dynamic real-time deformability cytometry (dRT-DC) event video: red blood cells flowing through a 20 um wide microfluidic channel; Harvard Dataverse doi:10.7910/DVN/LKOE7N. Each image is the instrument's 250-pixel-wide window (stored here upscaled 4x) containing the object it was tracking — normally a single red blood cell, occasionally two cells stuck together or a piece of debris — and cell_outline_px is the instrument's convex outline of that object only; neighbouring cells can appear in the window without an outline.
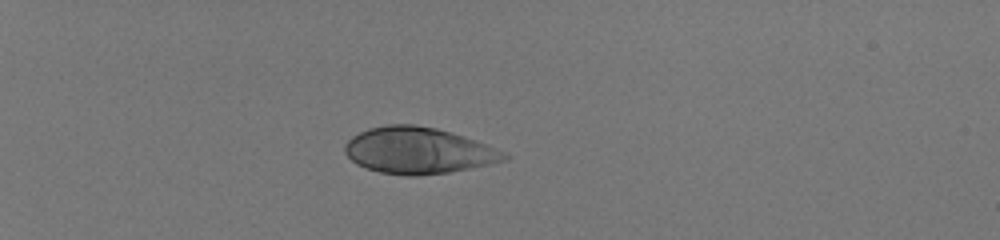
{"species": "human", "species_latin": "Homo sapiens", "temperature_condition": "room temperature", "stored_images_in_passage": 38, "camera_frame_rate_fps": 3000, "um_per_image_px": 0.085, "donor": {"sex": "male"}, "frame": {"image": 1, "passage_image": 1, "time_ms": 0.0, "image_size_px": [1000, 240], "cell_outline_px": [[512, 156], [504, 160], [492, 164], [448, 172], [416, 176], [408, 176], [380, 172], [364, 168], [356, 164], [344, 152], [344, 144], [352, 136], [368, 128], [388, 124], [416, 124], [436, 128], [484, 144], [504, 152]], "centroid_in_image_um": [35.5, 12.8], "position_along_channel_um": 49.5, "area_um2": 42.83}}
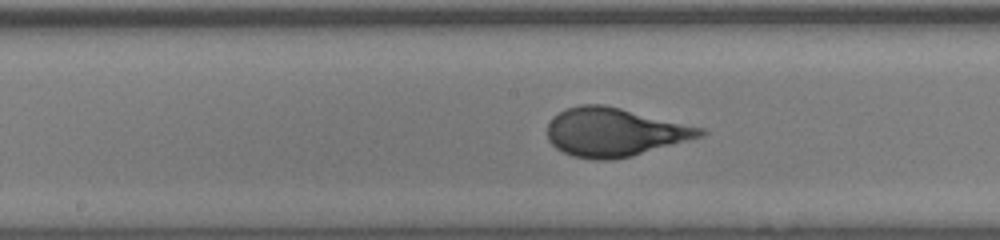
{"frame": {"image": 2, "passage_image": 17, "time_ms": 5.333, "image_size_px": [1000, 240], "cell_outline_px": [[708, 132], [700, 136], [628, 156], [612, 160], [596, 160], [572, 156], [556, 148], [548, 140], [548, 124], [560, 112], [568, 108], [580, 104], [604, 104], [704, 128]], "centroid_in_image_um": [52.18, 11.22], "position_along_channel_um": 196.0, "area_um2": 42.37}}
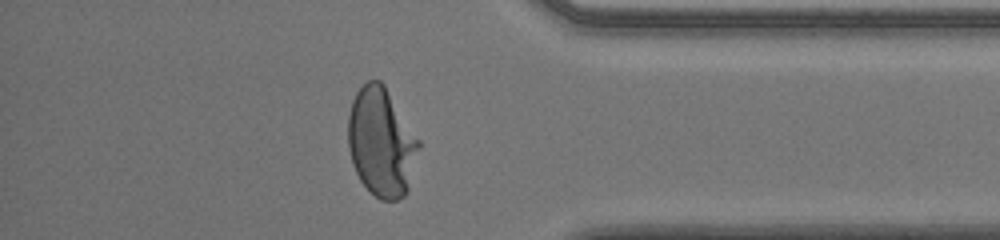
{"frame": {"image": 3, "passage_image": 33, "time_ms": 10.667, "image_size_px": [1000, 240], "cell_outline_px": [[420, 148], [408, 188], [404, 196], [396, 200], [380, 200], [360, 180], [352, 164], [348, 148], [348, 116], [352, 100], [356, 92], [368, 80], [380, 80], [384, 84], [420, 140]], "centroid_in_image_um": [32.41, 12.07], "position_along_channel_um": 402.8, "area_um2": 44.8}, "authors_computed_cell_mechanics": {"area_um2": 42.7142, "velocity_mm_per_s": 4.0206, "shape_relaxation_time_tau1_ms": 5.1195, "shape_relaxation_time_tau2_ms": null, "deformation_change_tau1": 0.2539, "deformation_change_tau2": null}}